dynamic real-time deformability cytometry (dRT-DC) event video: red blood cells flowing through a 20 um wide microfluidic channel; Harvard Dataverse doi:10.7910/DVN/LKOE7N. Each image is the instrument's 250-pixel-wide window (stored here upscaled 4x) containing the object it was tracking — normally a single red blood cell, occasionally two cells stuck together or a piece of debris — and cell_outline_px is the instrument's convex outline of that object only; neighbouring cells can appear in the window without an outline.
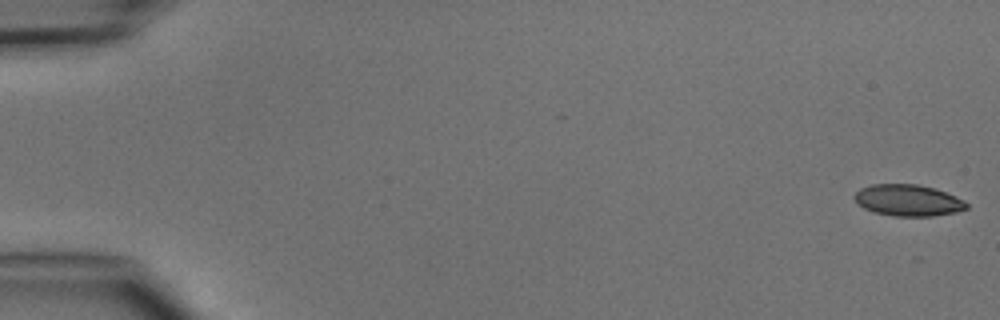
{"species": "common noctule bat (a hibernating species)", "species_latin": "Nyctalus noctula", "temperature_condition": "cold", "stored_images_in_passage": 5, "camera_frame_rate_fps": 3000, "um_per_image_px": 0.085, "animal": {"sex": "male", "body_mass_g": 15.6}, "frame": {"image": 1, "passage_image": 1, "time_ms": 0.0, "image_size_px": [1000, 320], "cell_outline_px": [[968, 208], [956, 212], [932, 216], [896, 216], [872, 212], [864, 208], [852, 196], [860, 188], [872, 184], [916, 184], [936, 188], [956, 196], [964, 200], [968, 204]], "centroid_in_image_um": [77.2, 17.02], "position_along_channel_um": 7.8, "area_um2": 20.63}}
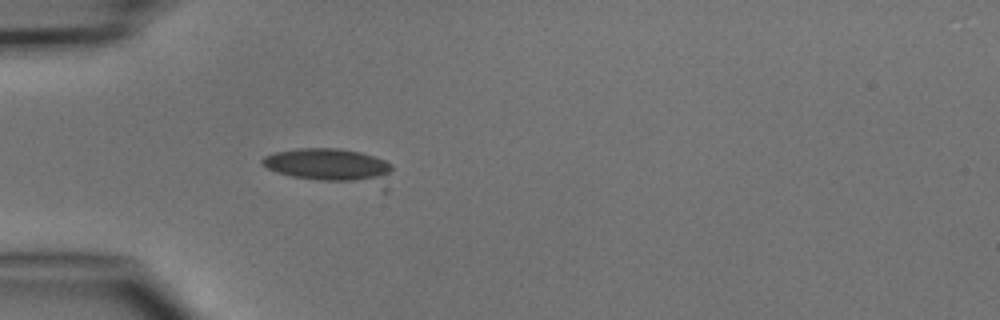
{"frame": {"image": 2, "passage_image": 5, "time_ms": 4.667, "image_size_px": [1000, 320], "cell_outline_px": [[392, 168], [380, 180], [320, 180], [292, 176], [276, 172], [260, 164], [260, 160], [264, 156], [276, 152], [296, 148], [340, 148], [360, 152], [384, 160], [392, 164]], "centroid_in_image_um": [27.8, 13.97], "position_along_channel_um": 57.2, "area_um2": 23.93}}